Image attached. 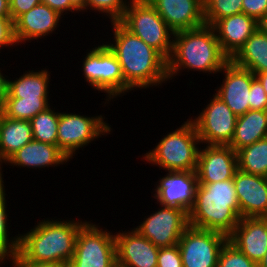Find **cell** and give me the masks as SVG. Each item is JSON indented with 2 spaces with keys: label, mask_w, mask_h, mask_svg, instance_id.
I'll return each instance as SVG.
<instances>
[{
  "label": "cell",
  "mask_w": 267,
  "mask_h": 267,
  "mask_svg": "<svg viewBox=\"0 0 267 267\" xmlns=\"http://www.w3.org/2000/svg\"><path fill=\"white\" fill-rule=\"evenodd\" d=\"M49 99L50 97L37 99L6 98L1 113L12 119L30 121L39 112L51 107Z\"/></svg>",
  "instance_id": "cell-28"
},
{
  "label": "cell",
  "mask_w": 267,
  "mask_h": 267,
  "mask_svg": "<svg viewBox=\"0 0 267 267\" xmlns=\"http://www.w3.org/2000/svg\"><path fill=\"white\" fill-rule=\"evenodd\" d=\"M237 169V152L230 146L200 145L195 170L198 183L233 179Z\"/></svg>",
  "instance_id": "cell-14"
},
{
  "label": "cell",
  "mask_w": 267,
  "mask_h": 267,
  "mask_svg": "<svg viewBox=\"0 0 267 267\" xmlns=\"http://www.w3.org/2000/svg\"><path fill=\"white\" fill-rule=\"evenodd\" d=\"M62 16L43 3H39L14 21V33L18 45L26 41L45 39L56 31ZM53 32V33H52ZM51 33V34H50Z\"/></svg>",
  "instance_id": "cell-19"
},
{
  "label": "cell",
  "mask_w": 267,
  "mask_h": 267,
  "mask_svg": "<svg viewBox=\"0 0 267 267\" xmlns=\"http://www.w3.org/2000/svg\"><path fill=\"white\" fill-rule=\"evenodd\" d=\"M118 232L115 233L117 267H157L159 247L133 228Z\"/></svg>",
  "instance_id": "cell-16"
},
{
  "label": "cell",
  "mask_w": 267,
  "mask_h": 267,
  "mask_svg": "<svg viewBox=\"0 0 267 267\" xmlns=\"http://www.w3.org/2000/svg\"><path fill=\"white\" fill-rule=\"evenodd\" d=\"M70 1L80 12H82L85 9L87 0H70Z\"/></svg>",
  "instance_id": "cell-44"
},
{
  "label": "cell",
  "mask_w": 267,
  "mask_h": 267,
  "mask_svg": "<svg viewBox=\"0 0 267 267\" xmlns=\"http://www.w3.org/2000/svg\"><path fill=\"white\" fill-rule=\"evenodd\" d=\"M157 267H183L178 244L170 247H160L157 256Z\"/></svg>",
  "instance_id": "cell-34"
},
{
  "label": "cell",
  "mask_w": 267,
  "mask_h": 267,
  "mask_svg": "<svg viewBox=\"0 0 267 267\" xmlns=\"http://www.w3.org/2000/svg\"><path fill=\"white\" fill-rule=\"evenodd\" d=\"M263 29L267 32V17L265 18V20L260 24Z\"/></svg>",
  "instance_id": "cell-46"
},
{
  "label": "cell",
  "mask_w": 267,
  "mask_h": 267,
  "mask_svg": "<svg viewBox=\"0 0 267 267\" xmlns=\"http://www.w3.org/2000/svg\"><path fill=\"white\" fill-rule=\"evenodd\" d=\"M90 222L78 231L68 267H117L115 234Z\"/></svg>",
  "instance_id": "cell-8"
},
{
  "label": "cell",
  "mask_w": 267,
  "mask_h": 267,
  "mask_svg": "<svg viewBox=\"0 0 267 267\" xmlns=\"http://www.w3.org/2000/svg\"><path fill=\"white\" fill-rule=\"evenodd\" d=\"M119 22L148 46L157 50L166 60L169 59L174 32L148 0H129Z\"/></svg>",
  "instance_id": "cell-6"
},
{
  "label": "cell",
  "mask_w": 267,
  "mask_h": 267,
  "mask_svg": "<svg viewBox=\"0 0 267 267\" xmlns=\"http://www.w3.org/2000/svg\"><path fill=\"white\" fill-rule=\"evenodd\" d=\"M259 26V22L245 13L220 19L212 25L221 50L230 60Z\"/></svg>",
  "instance_id": "cell-21"
},
{
  "label": "cell",
  "mask_w": 267,
  "mask_h": 267,
  "mask_svg": "<svg viewBox=\"0 0 267 267\" xmlns=\"http://www.w3.org/2000/svg\"><path fill=\"white\" fill-rule=\"evenodd\" d=\"M240 220V207L233 179L198 183L189 225L229 236Z\"/></svg>",
  "instance_id": "cell-4"
},
{
  "label": "cell",
  "mask_w": 267,
  "mask_h": 267,
  "mask_svg": "<svg viewBox=\"0 0 267 267\" xmlns=\"http://www.w3.org/2000/svg\"><path fill=\"white\" fill-rule=\"evenodd\" d=\"M6 187L4 183L0 182V263L1 265L5 261L13 258L19 251V234L17 236L10 237L8 227V213L7 200H6ZM10 237V238H9ZM7 259V260H6Z\"/></svg>",
  "instance_id": "cell-29"
},
{
  "label": "cell",
  "mask_w": 267,
  "mask_h": 267,
  "mask_svg": "<svg viewBox=\"0 0 267 267\" xmlns=\"http://www.w3.org/2000/svg\"><path fill=\"white\" fill-rule=\"evenodd\" d=\"M267 137V110H249L238 116L230 147L236 152Z\"/></svg>",
  "instance_id": "cell-24"
},
{
  "label": "cell",
  "mask_w": 267,
  "mask_h": 267,
  "mask_svg": "<svg viewBox=\"0 0 267 267\" xmlns=\"http://www.w3.org/2000/svg\"><path fill=\"white\" fill-rule=\"evenodd\" d=\"M143 156L146 163L167 171H195L201 144L194 123L187 119L174 131L166 134ZM198 145V146H197Z\"/></svg>",
  "instance_id": "cell-5"
},
{
  "label": "cell",
  "mask_w": 267,
  "mask_h": 267,
  "mask_svg": "<svg viewBox=\"0 0 267 267\" xmlns=\"http://www.w3.org/2000/svg\"><path fill=\"white\" fill-rule=\"evenodd\" d=\"M238 169L267 178V137L237 151Z\"/></svg>",
  "instance_id": "cell-27"
},
{
  "label": "cell",
  "mask_w": 267,
  "mask_h": 267,
  "mask_svg": "<svg viewBox=\"0 0 267 267\" xmlns=\"http://www.w3.org/2000/svg\"><path fill=\"white\" fill-rule=\"evenodd\" d=\"M105 117L97 115L88 117L73 113L59 112V124L57 129V146L70 159L75 156L77 150L89 143L96 141L102 135H108L112 131ZM95 139V140H94Z\"/></svg>",
  "instance_id": "cell-9"
},
{
  "label": "cell",
  "mask_w": 267,
  "mask_h": 267,
  "mask_svg": "<svg viewBox=\"0 0 267 267\" xmlns=\"http://www.w3.org/2000/svg\"><path fill=\"white\" fill-rule=\"evenodd\" d=\"M82 70L84 80L96 90L106 95V102L122 97L132 89L125 83L120 63L115 53L107 44L90 49L83 59ZM122 94V95H121ZM108 101V102H107Z\"/></svg>",
  "instance_id": "cell-7"
},
{
  "label": "cell",
  "mask_w": 267,
  "mask_h": 267,
  "mask_svg": "<svg viewBox=\"0 0 267 267\" xmlns=\"http://www.w3.org/2000/svg\"><path fill=\"white\" fill-rule=\"evenodd\" d=\"M41 3V0H9L10 17L14 22L20 15Z\"/></svg>",
  "instance_id": "cell-38"
},
{
  "label": "cell",
  "mask_w": 267,
  "mask_h": 267,
  "mask_svg": "<svg viewBox=\"0 0 267 267\" xmlns=\"http://www.w3.org/2000/svg\"><path fill=\"white\" fill-rule=\"evenodd\" d=\"M249 106L250 110H267V94L256 77L252 80Z\"/></svg>",
  "instance_id": "cell-36"
},
{
  "label": "cell",
  "mask_w": 267,
  "mask_h": 267,
  "mask_svg": "<svg viewBox=\"0 0 267 267\" xmlns=\"http://www.w3.org/2000/svg\"><path fill=\"white\" fill-rule=\"evenodd\" d=\"M50 71L28 70L15 80L8 79V95L6 98L37 99L48 98Z\"/></svg>",
  "instance_id": "cell-26"
},
{
  "label": "cell",
  "mask_w": 267,
  "mask_h": 267,
  "mask_svg": "<svg viewBox=\"0 0 267 267\" xmlns=\"http://www.w3.org/2000/svg\"><path fill=\"white\" fill-rule=\"evenodd\" d=\"M233 182L240 218L267 217V178L237 169Z\"/></svg>",
  "instance_id": "cell-17"
},
{
  "label": "cell",
  "mask_w": 267,
  "mask_h": 267,
  "mask_svg": "<svg viewBox=\"0 0 267 267\" xmlns=\"http://www.w3.org/2000/svg\"><path fill=\"white\" fill-rule=\"evenodd\" d=\"M0 17H10L9 0H0Z\"/></svg>",
  "instance_id": "cell-42"
},
{
  "label": "cell",
  "mask_w": 267,
  "mask_h": 267,
  "mask_svg": "<svg viewBox=\"0 0 267 267\" xmlns=\"http://www.w3.org/2000/svg\"><path fill=\"white\" fill-rule=\"evenodd\" d=\"M33 139L57 146V129L59 124V111L48 107L39 112L30 120Z\"/></svg>",
  "instance_id": "cell-30"
},
{
  "label": "cell",
  "mask_w": 267,
  "mask_h": 267,
  "mask_svg": "<svg viewBox=\"0 0 267 267\" xmlns=\"http://www.w3.org/2000/svg\"><path fill=\"white\" fill-rule=\"evenodd\" d=\"M227 240L228 236L218 231L189 226L178 242L183 267H217L219 253Z\"/></svg>",
  "instance_id": "cell-11"
},
{
  "label": "cell",
  "mask_w": 267,
  "mask_h": 267,
  "mask_svg": "<svg viewBox=\"0 0 267 267\" xmlns=\"http://www.w3.org/2000/svg\"><path fill=\"white\" fill-rule=\"evenodd\" d=\"M209 101L198 117L190 120L196 127L202 145L229 146L238 116L216 94Z\"/></svg>",
  "instance_id": "cell-10"
},
{
  "label": "cell",
  "mask_w": 267,
  "mask_h": 267,
  "mask_svg": "<svg viewBox=\"0 0 267 267\" xmlns=\"http://www.w3.org/2000/svg\"><path fill=\"white\" fill-rule=\"evenodd\" d=\"M33 140L30 121L17 120L0 114V182L4 183L3 164L15 152ZM2 166V167H1Z\"/></svg>",
  "instance_id": "cell-23"
},
{
  "label": "cell",
  "mask_w": 267,
  "mask_h": 267,
  "mask_svg": "<svg viewBox=\"0 0 267 267\" xmlns=\"http://www.w3.org/2000/svg\"><path fill=\"white\" fill-rule=\"evenodd\" d=\"M228 240L258 264L267 252V217L240 218Z\"/></svg>",
  "instance_id": "cell-20"
},
{
  "label": "cell",
  "mask_w": 267,
  "mask_h": 267,
  "mask_svg": "<svg viewBox=\"0 0 267 267\" xmlns=\"http://www.w3.org/2000/svg\"><path fill=\"white\" fill-rule=\"evenodd\" d=\"M217 267H258V264L227 240L219 253Z\"/></svg>",
  "instance_id": "cell-33"
},
{
  "label": "cell",
  "mask_w": 267,
  "mask_h": 267,
  "mask_svg": "<svg viewBox=\"0 0 267 267\" xmlns=\"http://www.w3.org/2000/svg\"><path fill=\"white\" fill-rule=\"evenodd\" d=\"M148 1L174 33L205 24L203 0Z\"/></svg>",
  "instance_id": "cell-18"
},
{
  "label": "cell",
  "mask_w": 267,
  "mask_h": 267,
  "mask_svg": "<svg viewBox=\"0 0 267 267\" xmlns=\"http://www.w3.org/2000/svg\"><path fill=\"white\" fill-rule=\"evenodd\" d=\"M254 75L260 81L262 87L264 88V90L267 94V71L262 72V73H257Z\"/></svg>",
  "instance_id": "cell-43"
},
{
  "label": "cell",
  "mask_w": 267,
  "mask_h": 267,
  "mask_svg": "<svg viewBox=\"0 0 267 267\" xmlns=\"http://www.w3.org/2000/svg\"><path fill=\"white\" fill-rule=\"evenodd\" d=\"M258 267H267V252L265 253L264 257L258 263Z\"/></svg>",
  "instance_id": "cell-45"
},
{
  "label": "cell",
  "mask_w": 267,
  "mask_h": 267,
  "mask_svg": "<svg viewBox=\"0 0 267 267\" xmlns=\"http://www.w3.org/2000/svg\"><path fill=\"white\" fill-rule=\"evenodd\" d=\"M87 221L43 219L19 234L18 254L25 261L67 264L74 255L78 231Z\"/></svg>",
  "instance_id": "cell-3"
},
{
  "label": "cell",
  "mask_w": 267,
  "mask_h": 267,
  "mask_svg": "<svg viewBox=\"0 0 267 267\" xmlns=\"http://www.w3.org/2000/svg\"><path fill=\"white\" fill-rule=\"evenodd\" d=\"M41 3L46 4L51 9L58 12L61 16L63 15V17L65 14L67 15L68 12H79V10L71 3L70 0H41Z\"/></svg>",
  "instance_id": "cell-39"
},
{
  "label": "cell",
  "mask_w": 267,
  "mask_h": 267,
  "mask_svg": "<svg viewBox=\"0 0 267 267\" xmlns=\"http://www.w3.org/2000/svg\"><path fill=\"white\" fill-rule=\"evenodd\" d=\"M15 45L18 46L14 33V22L11 17H0V49Z\"/></svg>",
  "instance_id": "cell-37"
},
{
  "label": "cell",
  "mask_w": 267,
  "mask_h": 267,
  "mask_svg": "<svg viewBox=\"0 0 267 267\" xmlns=\"http://www.w3.org/2000/svg\"><path fill=\"white\" fill-rule=\"evenodd\" d=\"M113 42L106 43L120 63L125 83L132 89L161 86L169 81L167 60L120 22H111Z\"/></svg>",
  "instance_id": "cell-1"
},
{
  "label": "cell",
  "mask_w": 267,
  "mask_h": 267,
  "mask_svg": "<svg viewBox=\"0 0 267 267\" xmlns=\"http://www.w3.org/2000/svg\"><path fill=\"white\" fill-rule=\"evenodd\" d=\"M231 61L236 66L250 70L253 74L267 71V32L261 25Z\"/></svg>",
  "instance_id": "cell-25"
},
{
  "label": "cell",
  "mask_w": 267,
  "mask_h": 267,
  "mask_svg": "<svg viewBox=\"0 0 267 267\" xmlns=\"http://www.w3.org/2000/svg\"><path fill=\"white\" fill-rule=\"evenodd\" d=\"M242 2L243 0H203L205 24L212 26L220 19L243 13Z\"/></svg>",
  "instance_id": "cell-31"
},
{
  "label": "cell",
  "mask_w": 267,
  "mask_h": 267,
  "mask_svg": "<svg viewBox=\"0 0 267 267\" xmlns=\"http://www.w3.org/2000/svg\"><path fill=\"white\" fill-rule=\"evenodd\" d=\"M160 207L134 229L159 248L174 246L190 226L189 213L180 208Z\"/></svg>",
  "instance_id": "cell-12"
},
{
  "label": "cell",
  "mask_w": 267,
  "mask_h": 267,
  "mask_svg": "<svg viewBox=\"0 0 267 267\" xmlns=\"http://www.w3.org/2000/svg\"><path fill=\"white\" fill-rule=\"evenodd\" d=\"M220 72L225 76L215 94L236 116L244 115L250 110V89L255 75L250 70L236 66L231 60Z\"/></svg>",
  "instance_id": "cell-15"
},
{
  "label": "cell",
  "mask_w": 267,
  "mask_h": 267,
  "mask_svg": "<svg viewBox=\"0 0 267 267\" xmlns=\"http://www.w3.org/2000/svg\"><path fill=\"white\" fill-rule=\"evenodd\" d=\"M10 261L12 267H68L64 263L25 261L18 253Z\"/></svg>",
  "instance_id": "cell-40"
},
{
  "label": "cell",
  "mask_w": 267,
  "mask_h": 267,
  "mask_svg": "<svg viewBox=\"0 0 267 267\" xmlns=\"http://www.w3.org/2000/svg\"><path fill=\"white\" fill-rule=\"evenodd\" d=\"M69 161V158L56 145L32 140L15 152L5 165L13 167H26L32 169H41L49 167H58Z\"/></svg>",
  "instance_id": "cell-22"
},
{
  "label": "cell",
  "mask_w": 267,
  "mask_h": 267,
  "mask_svg": "<svg viewBox=\"0 0 267 267\" xmlns=\"http://www.w3.org/2000/svg\"><path fill=\"white\" fill-rule=\"evenodd\" d=\"M158 183V184H157ZM153 198L159 205L180 208L188 213L195 203L198 178L195 171H167L157 181Z\"/></svg>",
  "instance_id": "cell-13"
},
{
  "label": "cell",
  "mask_w": 267,
  "mask_h": 267,
  "mask_svg": "<svg viewBox=\"0 0 267 267\" xmlns=\"http://www.w3.org/2000/svg\"><path fill=\"white\" fill-rule=\"evenodd\" d=\"M243 13L254 18L260 24L267 17V0H243Z\"/></svg>",
  "instance_id": "cell-35"
},
{
  "label": "cell",
  "mask_w": 267,
  "mask_h": 267,
  "mask_svg": "<svg viewBox=\"0 0 267 267\" xmlns=\"http://www.w3.org/2000/svg\"><path fill=\"white\" fill-rule=\"evenodd\" d=\"M1 71V68H0V110L2 109L3 107V104L5 102V99L8 95V77L9 76H6Z\"/></svg>",
  "instance_id": "cell-41"
},
{
  "label": "cell",
  "mask_w": 267,
  "mask_h": 267,
  "mask_svg": "<svg viewBox=\"0 0 267 267\" xmlns=\"http://www.w3.org/2000/svg\"><path fill=\"white\" fill-rule=\"evenodd\" d=\"M129 1L128 0H87L85 9L100 12L110 19V22H119L125 13Z\"/></svg>",
  "instance_id": "cell-32"
},
{
  "label": "cell",
  "mask_w": 267,
  "mask_h": 267,
  "mask_svg": "<svg viewBox=\"0 0 267 267\" xmlns=\"http://www.w3.org/2000/svg\"><path fill=\"white\" fill-rule=\"evenodd\" d=\"M229 61L221 50L213 27L204 24L174 33L172 52L167 60V74L169 81L185 69L216 74Z\"/></svg>",
  "instance_id": "cell-2"
}]
</instances>
